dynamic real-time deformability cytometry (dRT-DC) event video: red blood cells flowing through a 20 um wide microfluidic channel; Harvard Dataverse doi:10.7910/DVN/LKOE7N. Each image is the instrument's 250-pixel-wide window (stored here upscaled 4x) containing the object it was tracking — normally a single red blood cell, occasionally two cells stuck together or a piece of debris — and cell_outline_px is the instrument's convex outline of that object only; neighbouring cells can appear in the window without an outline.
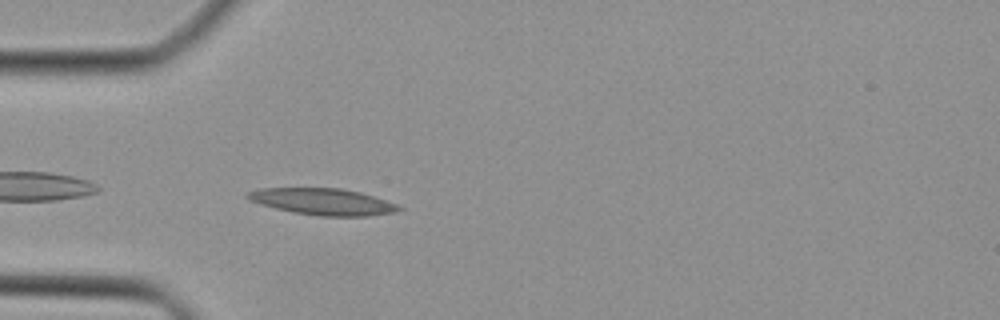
{"species": "Egyptian fruit bat (a non-hibernating species)", "species_latin": "Rousettus aegyptiacus", "temperature_condition": "cold", "stored_images_in_passage": 34, "camera_frame_rate_fps": 3000, "um_per_image_px": 0.085, "animal": {"sex": "female"}, "frame": {"image": 1, "passage_image": 2, "time_ms": 0.333, "image_size_px": [1000, 320], "cell_outline_px": [[404, 208], [396, 212], [364, 216], [320, 216], [296, 212], [276, 208], [260, 204], [244, 196], [248, 192], [260, 188], [340, 188], [360, 192], [396, 204]], "centroid_in_image_um": [27.45, 17.13], "position_along_channel_um": 57.6, "area_um2": 23.06}}
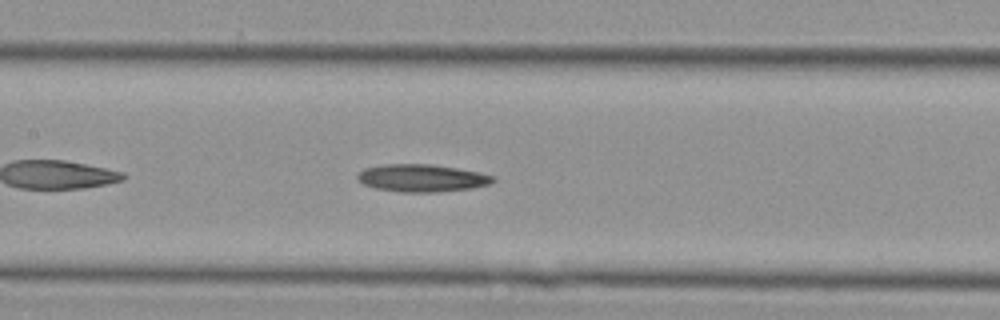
{"frame": {"image": 2, "passage_image": 10, "time_ms": 3.0, "image_size_px": [1000, 320], "cell_outline_px": [[496, 180], [488, 184], [472, 188], [436, 192], [400, 192], [376, 188], [364, 184], [356, 180], [356, 176], [364, 168], [384, 164], [432, 164], [480, 172], [496, 176]], "centroid_in_image_um": [35.86, 15.13], "position_along_channel_um": 171.5, "area_um2": 21.79}}
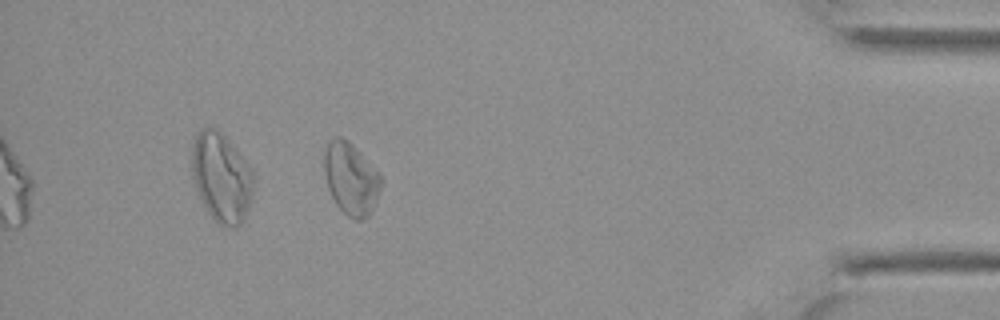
{"frame": {"image": 3, "passage_image": 29, "time_ms": 9.333, "image_size_px": [1000, 320], "cell_outline_px": [[384, 180], [372, 212], [364, 220], [356, 220], [348, 216], [336, 204], [328, 188], [324, 172], [324, 152], [328, 144], [336, 136], [340, 136], [348, 140], [360, 152]], "centroid_in_image_um": [29.84, 15.21], "position_along_channel_um": 405.4, "area_um2": 23.81}}